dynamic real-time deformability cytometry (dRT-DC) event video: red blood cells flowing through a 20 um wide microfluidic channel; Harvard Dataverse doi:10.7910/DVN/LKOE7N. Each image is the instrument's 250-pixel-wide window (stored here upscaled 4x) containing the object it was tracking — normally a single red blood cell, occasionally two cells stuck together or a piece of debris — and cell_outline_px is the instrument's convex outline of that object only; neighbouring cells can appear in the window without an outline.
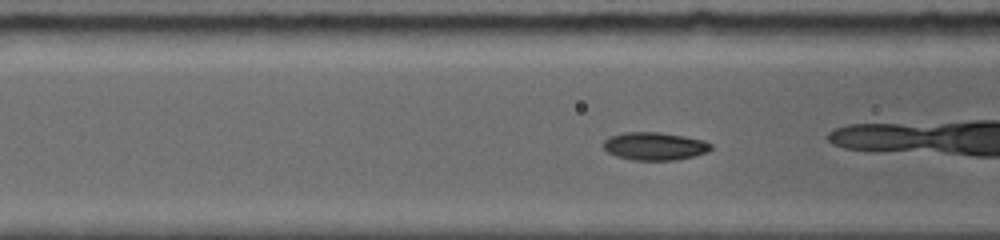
{"species": "common noctule bat (a hibernating species)", "species_latin": "Nyctalus noctula", "temperature_condition": "room temperature", "stored_images_in_passage": 32, "camera_frame_rate_fps": 5000, "um_per_image_px": 0.085, "animal": {"sex": "female", "body_mass_g": 19.0, "forearm_length_mm": 56.7}, "frame": {"image": 1, "passage_image": 5, "time_ms": 1.2, "image_size_px": [1000, 240], "cell_outline_px": [[712, 148], [708, 152], [676, 160], [632, 160], [616, 156], [608, 152], [604, 148], [604, 140], [608, 136], [624, 132], [660, 132], [684, 136], [704, 140], [712, 144]], "centroid_in_image_um": [55.64, 12.42], "position_along_channel_um": 111.0, "area_um2": 17.57}, "authors_computed_cell_mechanics": {"area_um2": 17.2822, "velocity_mm_per_s": 3.8888, "shape_relaxation_time_tau1_ms": 4.3257, "shape_relaxation_time_tau2_ms": null, "deformation_change_tau1": 0.1161, "deformation_change_tau2": null}}